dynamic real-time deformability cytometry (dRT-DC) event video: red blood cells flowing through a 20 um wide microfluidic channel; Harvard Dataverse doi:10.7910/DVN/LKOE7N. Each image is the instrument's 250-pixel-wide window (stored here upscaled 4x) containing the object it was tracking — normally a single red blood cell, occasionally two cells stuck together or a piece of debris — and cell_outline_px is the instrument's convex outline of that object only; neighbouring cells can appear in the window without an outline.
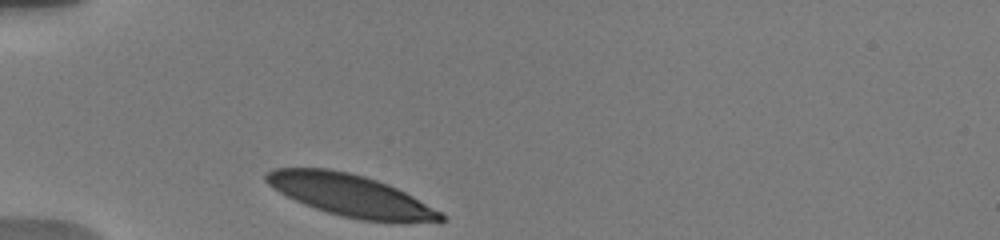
{"species": "human", "species_latin": "Homo sapiens", "temperature_condition": "warm", "stored_images_in_passage": 23, "camera_frame_rate_fps": 3000, "um_per_image_px": 0.085, "donor": {"sex": "male"}, "frame": {"image": 1, "passage_image": 1, "time_ms": 0.0, "image_size_px": [1000, 240], "cell_outline_px": [[444, 220], [408, 224], [400, 224], [360, 220], [328, 212], [304, 204], [272, 188], [264, 180], [264, 172], [272, 168], [328, 168], [348, 172], [364, 176], [388, 184], [412, 196], [440, 212], [444, 216]], "centroid_in_image_um": [29.79, 16.62], "position_along_channel_um": 55.2, "area_um2": 42.71}}
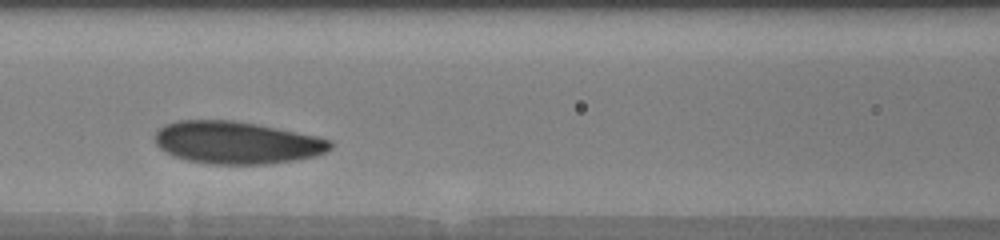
{"frame": {"image": 2, "passage_image": 14, "time_ms": 3.0, "image_size_px": [1000, 240], "cell_outline_px": [[332, 148], [316, 156], [296, 160], [268, 164], [208, 164], [188, 160], [172, 156], [160, 148], [156, 144], [156, 132], [164, 124], [180, 120], [232, 120], [256, 124], [316, 136], [332, 140]], "centroid_in_image_um": [20.11, 12.13], "position_along_channel_um": 146.5, "area_um2": 43.29}}
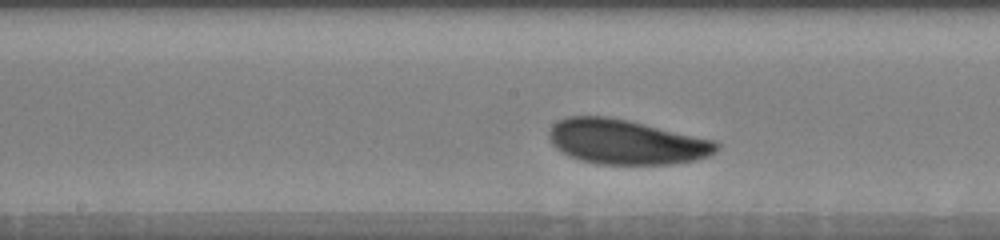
{"frame": {"image": 3, "passage_image": 19, "time_ms": 4.333, "image_size_px": [1000, 240], "cell_outline_px": [[720, 148], [716, 152], [708, 156], [696, 160], [672, 164], [596, 164], [580, 160], [556, 148], [552, 144], [548, 136], [548, 132], [552, 124], [568, 116], [608, 116], [628, 120], [716, 140], [720, 144]], "centroid_in_image_um": [53.25, 12.06], "position_along_channel_um": 194.9, "area_um2": 43.87}}